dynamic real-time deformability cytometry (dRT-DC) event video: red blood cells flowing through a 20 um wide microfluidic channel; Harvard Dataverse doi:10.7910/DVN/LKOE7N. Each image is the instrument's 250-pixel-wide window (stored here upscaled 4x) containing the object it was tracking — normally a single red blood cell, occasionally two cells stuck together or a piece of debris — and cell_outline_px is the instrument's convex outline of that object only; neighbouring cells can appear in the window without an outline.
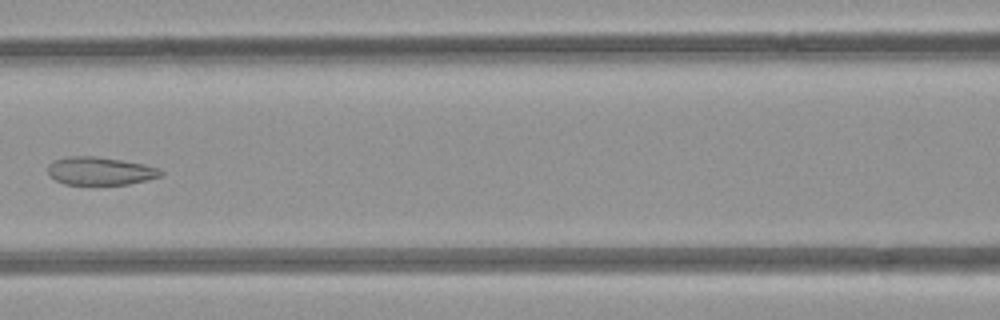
{"species": "common noctule bat (a hibernating species)", "species_latin": "Nyctalus noctula", "temperature_condition": "room temperature", "stored_images_in_passage": 6, "camera_frame_rate_fps": 3000, "um_per_image_px": 0.085, "animal": {"sex": "female", "body_mass_g": 21.9}, "frame": {"image": 1, "passage_image": 4, "time_ms": 4.333, "image_size_px": [1000, 320], "cell_outline_px": [[164, 172], [160, 176], [128, 184], [64, 184], [48, 176], [48, 164], [56, 160], [68, 156], [96, 156], [144, 164], [160, 168]], "centroid_in_image_um": [8.49, 14.53], "position_along_channel_um": 158.1, "area_um2": 18.32}}
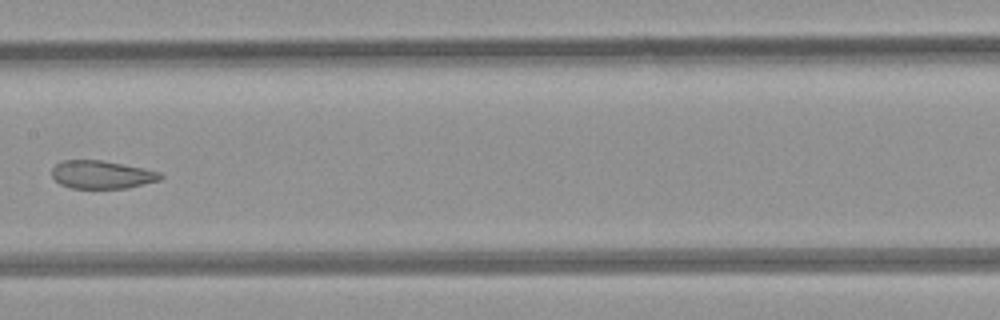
{"frame": {"image": 2, "passage_image": 5, "time_ms": 5.333, "image_size_px": [1000, 320], "cell_outline_px": [[164, 176], [160, 180], [128, 188], [72, 188], [60, 184], [52, 176], [52, 168], [56, 164], [64, 160], [100, 160], [160, 172]], "centroid_in_image_um": [8.64, 14.85], "position_along_channel_um": 198.8, "area_um2": 17.51}}
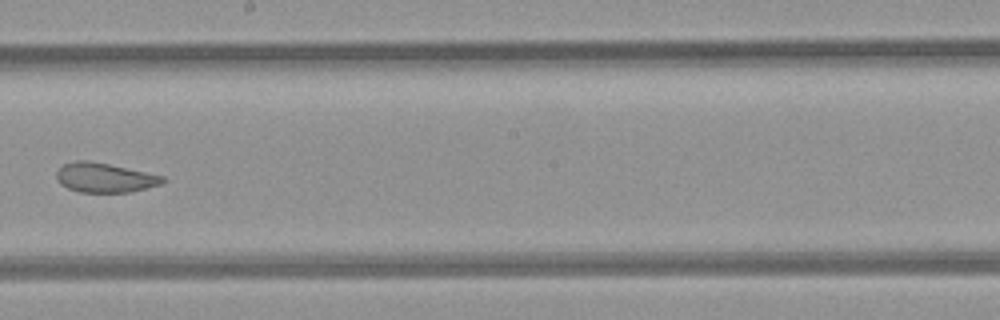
{"frame": {"image": 3, "passage_image": 6, "time_ms": 6.333, "image_size_px": [1000, 320], "cell_outline_px": [[164, 180], [160, 184], [128, 192], [80, 192], [68, 188], [60, 184], [56, 176], [56, 172], [64, 164], [76, 160], [88, 160], [108, 164], [164, 176]], "centroid_in_image_um": [8.85, 15.09], "position_along_channel_um": 239.3, "area_um2": 17.92}}